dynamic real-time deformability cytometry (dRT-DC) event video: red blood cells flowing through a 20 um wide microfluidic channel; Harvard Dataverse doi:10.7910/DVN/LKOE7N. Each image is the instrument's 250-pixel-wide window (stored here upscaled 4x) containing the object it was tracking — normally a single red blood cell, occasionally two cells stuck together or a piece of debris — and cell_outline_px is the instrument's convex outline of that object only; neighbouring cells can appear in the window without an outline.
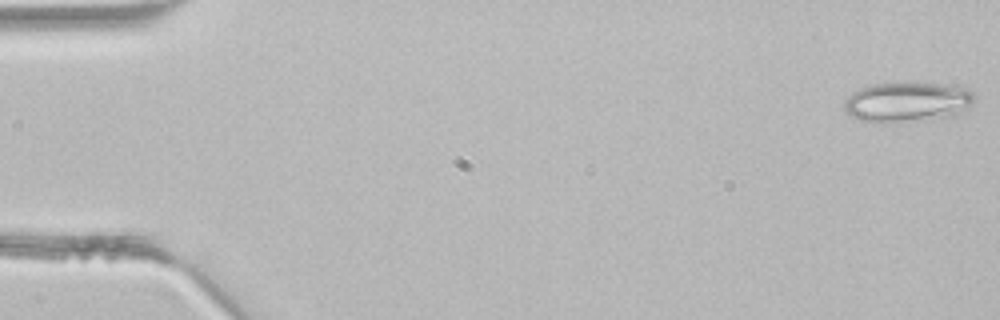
{"species": "common noctule bat (a hibernating species)", "species_latin": "Nyctalus noctula", "temperature_condition": "room temperature", "stored_images_in_passage": 3, "camera_frame_rate_fps": 3000, "um_per_image_px": 0.085, "animal": {"sex": "male", "body_mass_g": 21.5, "forearm_length_mm": 52.0}, "frame": {"image": 1, "passage_image": 1, "time_ms": 0.0, "image_size_px": [1000, 320], "cell_outline_px": [[976, 96], [968, 108], [952, 116], [896, 124], [876, 124], [860, 120], [852, 116], [844, 108], [844, 100], [852, 92], [860, 88], [872, 84], [936, 84], [964, 88], [972, 92]], "centroid_in_image_um": [77.06, 8.72], "position_along_channel_um": 7.9, "area_um2": 30.35}}